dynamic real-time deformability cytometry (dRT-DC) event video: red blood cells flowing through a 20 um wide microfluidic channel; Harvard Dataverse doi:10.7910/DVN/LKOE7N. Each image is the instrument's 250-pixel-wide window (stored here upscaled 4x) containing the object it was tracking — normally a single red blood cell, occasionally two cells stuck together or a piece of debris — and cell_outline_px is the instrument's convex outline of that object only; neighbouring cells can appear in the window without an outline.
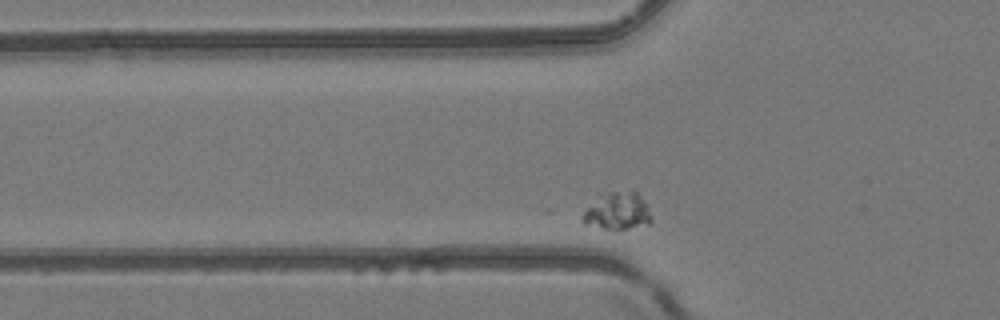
{"species": "common noctule bat (a hibernating species)", "species_latin": "Nyctalus noctula", "temperature_condition": "room temperature", "stored_images_in_passage": 32, "camera_frame_rate_fps": 3000, "um_per_image_px": 0.085, "animal": {"sex": "female", "body_mass_g": 24.6, "forearm_length_mm": 56.2}, "frame": {"image": 1, "passage_image": 6, "time_ms": 1.667, "image_size_px": [1000, 320], "cell_outline_px": [[652, 220], [648, 224], [628, 228], [600, 228], [584, 224], [580, 220], [580, 216], [596, 192], [632, 188], [636, 188], [648, 204], [652, 216]], "centroid_in_image_um": [52.45, 17.83], "position_along_channel_um": 73.3, "area_um2": 16.24}}
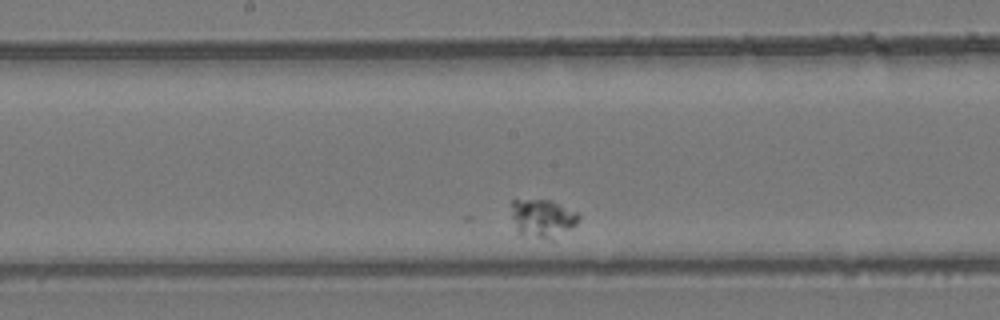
{"frame": {"image": 2, "passage_image": 17, "time_ms": 5.333, "image_size_px": [1000, 320], "cell_outline_px": [[580, 220], [576, 224], [552, 240], [520, 232], [512, 216], [512, 200], [548, 200], [560, 204], [580, 212]], "centroid_in_image_um": [46.2, 18.52], "position_along_channel_um": 202.0, "area_um2": 14.57}}
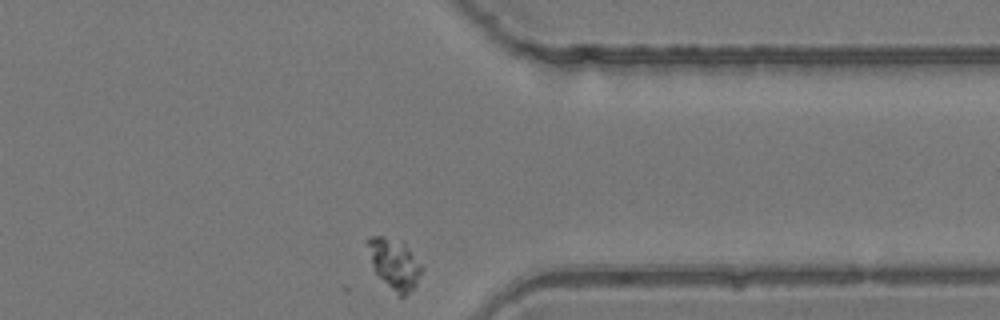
{"frame": {"image": 3, "passage_image": 32, "time_ms": 10.333, "image_size_px": [1000, 320], "cell_outline_px": [[424, 268], [416, 284], [404, 296], [400, 296], [376, 272], [372, 264], [364, 240], [372, 236], [384, 236], [404, 240]], "centroid_in_image_um": [33.53, 22.33], "position_along_channel_um": 377.9, "area_um2": 15.9}}